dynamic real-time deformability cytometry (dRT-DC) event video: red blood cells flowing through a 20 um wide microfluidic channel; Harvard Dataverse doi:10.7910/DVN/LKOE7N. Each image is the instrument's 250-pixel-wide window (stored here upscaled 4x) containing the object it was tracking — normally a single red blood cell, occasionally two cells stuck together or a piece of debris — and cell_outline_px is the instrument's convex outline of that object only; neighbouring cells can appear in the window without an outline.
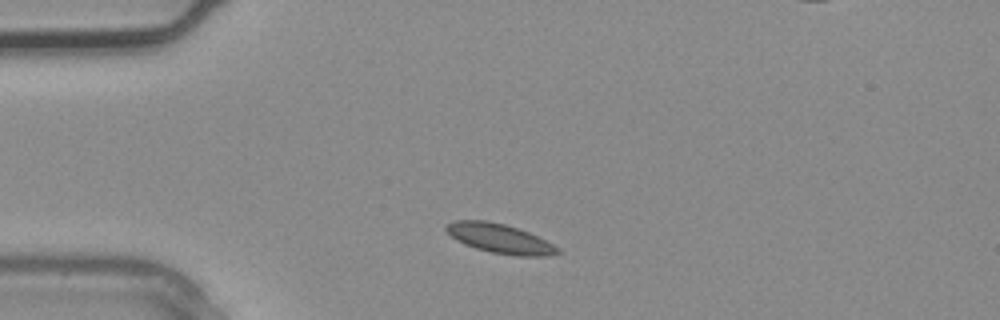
{"species": "common noctule bat (a hibernating species)", "species_latin": "Nyctalus noctula", "temperature_condition": "warm", "stored_images_in_passage": 2, "camera_frame_rate_fps": 3000, "um_per_image_px": 0.085, "animal": {"sex": "male", "body_mass_g": 20.4}, "frame": {"image": 1, "passage_image": 1, "time_ms": 0.0, "image_size_px": [1000, 320], "cell_outline_px": [[560, 252], [552, 256], [516, 256], [492, 252], [476, 248], [464, 244], [456, 240], [444, 228], [444, 224], [452, 220], [484, 220], [504, 224], [528, 232], [560, 248]], "centroid_in_image_um": [42.45, 20.27], "position_along_channel_um": 42.5, "area_um2": 19.02}}